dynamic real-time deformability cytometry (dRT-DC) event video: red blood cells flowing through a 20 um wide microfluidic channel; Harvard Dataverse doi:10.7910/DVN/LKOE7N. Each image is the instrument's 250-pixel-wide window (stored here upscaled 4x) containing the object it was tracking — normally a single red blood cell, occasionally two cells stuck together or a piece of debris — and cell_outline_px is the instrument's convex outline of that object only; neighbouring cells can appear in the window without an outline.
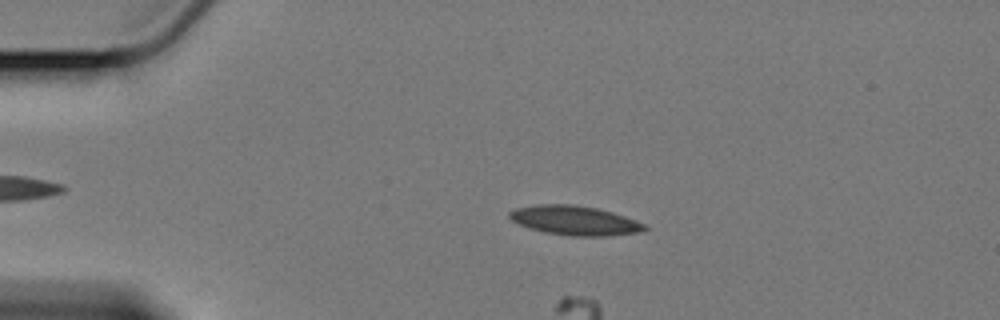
{"species": "Egyptian fruit bat (a non-hibernating species)", "species_latin": "Rousettus aegyptiacus", "temperature_condition": "cold", "stored_images_in_passage": 59, "camera_frame_rate_fps": 3000, "um_per_image_px": 0.085, "animal": {"sex": "female"}, "frame": {"image": 1, "passage_image": 12, "time_ms": 3.667, "image_size_px": [1000, 320], "cell_outline_px": [[648, 228], [636, 232], [608, 236], [568, 236], [544, 232], [520, 224], [512, 220], [508, 216], [508, 212], [516, 208], [536, 204], [576, 204], [596, 208], [612, 212], [636, 220], [644, 224]], "centroid_in_image_um": [48.83, 18.73], "position_along_channel_um": 36.2, "area_um2": 23.0}}